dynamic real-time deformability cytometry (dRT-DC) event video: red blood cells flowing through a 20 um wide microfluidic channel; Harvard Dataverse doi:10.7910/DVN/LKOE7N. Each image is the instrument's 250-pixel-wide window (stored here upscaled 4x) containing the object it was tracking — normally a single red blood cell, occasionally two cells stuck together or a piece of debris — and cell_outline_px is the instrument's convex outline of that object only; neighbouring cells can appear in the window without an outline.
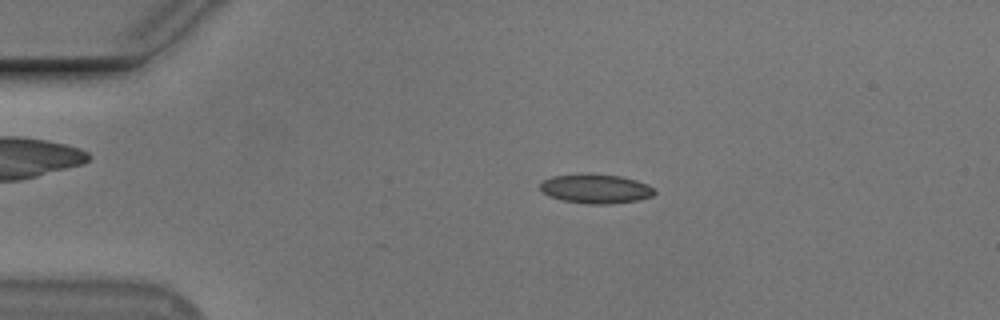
{"species": "Egyptian fruit bat (a non-hibernating species)", "species_latin": "Rousettus aegyptiacus", "temperature_condition": "cold", "stored_images_in_passage": 54, "camera_frame_rate_fps": 3000, "um_per_image_px": 0.085, "animal": {"sex": "male"}, "frame": {"image": 1, "passage_image": 11, "time_ms": 3.333, "image_size_px": [1000, 320], "cell_outline_px": [[656, 192], [652, 196], [636, 200], [608, 204], [588, 204], [560, 200], [548, 196], [540, 192], [540, 184], [544, 180], [552, 176], [620, 176], [636, 180], [648, 184]], "centroid_in_image_um": [50.62, 16.09], "position_along_channel_um": 34.4, "area_um2": 18.84}}
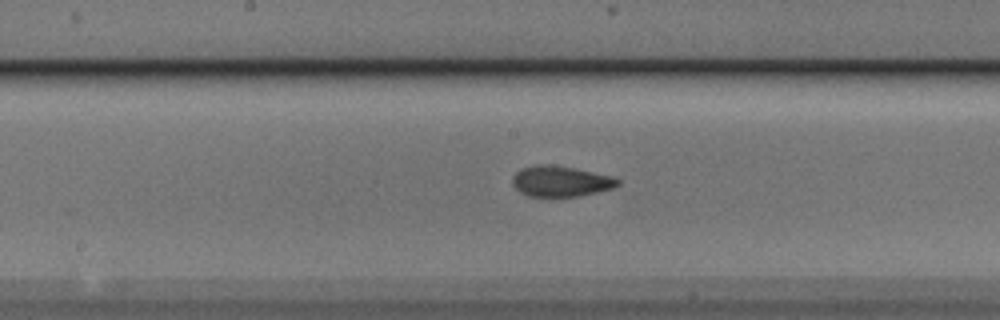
{"frame": {"image": 2, "passage_image": 28, "time_ms": 9.0, "image_size_px": [1000, 320], "cell_outline_px": [[620, 184], [612, 188], [580, 196], [528, 196], [520, 192], [512, 184], [512, 176], [520, 168], [532, 164], [548, 164], [572, 168], [592, 172], [608, 176], [620, 180]], "centroid_in_image_um": [47.59, 15.4], "position_along_channel_um": 200.6, "area_um2": 18.67}}
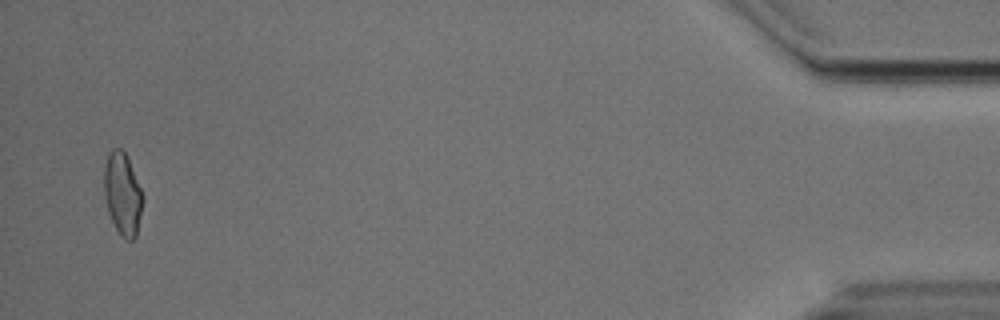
{"frame": {"image": 3, "passage_image": 53, "time_ms": 17.333, "image_size_px": [1000, 320], "cell_outline_px": [[144, 200], [136, 236], [132, 240], [128, 240], [120, 236], [108, 212], [104, 196], [104, 168], [108, 152], [112, 148], [120, 148], [128, 156], [144, 196]], "centroid_in_image_um": [10.43, 16.46], "position_along_channel_um": 424.8, "area_um2": 18.84}, "authors_computed_cell_mechanics": {"area_um2": 18.6694, "velocity_mm_per_s": 3.725, "shape_relaxation_time_tau1_ms": null, "shape_relaxation_time_tau2_ms": 1.6918, "deformation_change_tau1": null, "deformation_change_tau2": 0.0794}}